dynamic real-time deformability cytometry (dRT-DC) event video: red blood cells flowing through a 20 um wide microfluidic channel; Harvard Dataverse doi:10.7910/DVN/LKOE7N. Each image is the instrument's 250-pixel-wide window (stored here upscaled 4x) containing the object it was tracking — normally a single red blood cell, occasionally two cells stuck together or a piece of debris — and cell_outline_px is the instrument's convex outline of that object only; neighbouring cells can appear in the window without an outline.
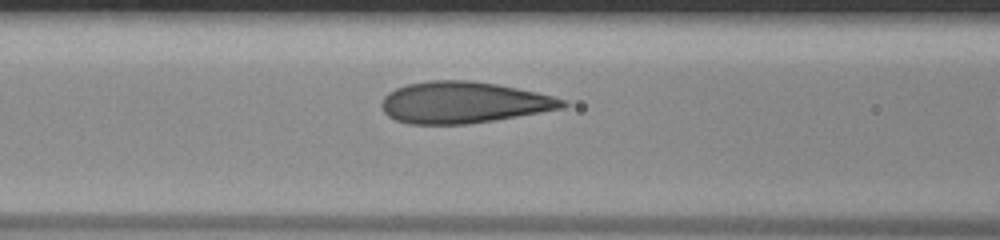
{"species": "human", "species_latin": "Homo sapiens", "temperature_condition": "room temperature", "stored_images_in_passage": 26, "camera_frame_rate_fps": 3000, "um_per_image_px": 0.085, "donor": {"sex": "male"}, "frame": {"image": 1, "passage_image": 16, "time_ms": 5.0, "image_size_px": [1000, 240], "cell_outline_px": [[568, 104], [564, 108], [468, 124], [408, 124], [396, 120], [388, 116], [384, 112], [380, 104], [384, 96], [388, 92], [396, 88], [408, 84], [428, 80], [472, 80], [496, 84], [536, 92], [552, 96], [564, 100]], "centroid_in_image_um": [39.35, 8.7], "position_along_channel_um": 127.3, "area_um2": 43.58}}
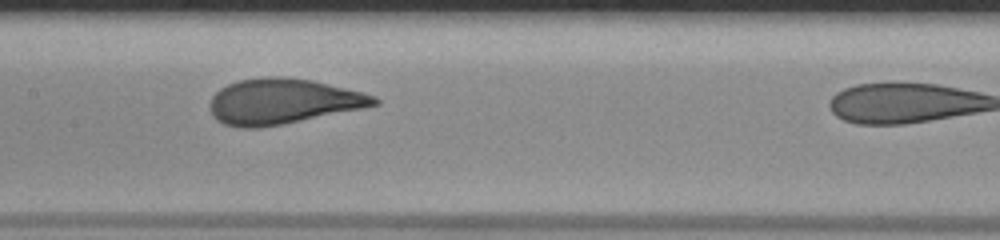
{"frame": {"image": 2, "passage_image": 20, "time_ms": 6.333, "image_size_px": [1000, 240], "cell_outline_px": [[380, 104], [364, 108], [284, 124], [260, 128], [240, 128], [224, 124], [216, 120], [212, 112], [212, 96], [220, 88], [228, 84], [240, 80], [264, 76], [284, 76], [312, 80], [376, 96], [380, 100]], "centroid_in_image_um": [24.05, 8.62], "position_along_channel_um": 183.4, "area_um2": 43.41}}